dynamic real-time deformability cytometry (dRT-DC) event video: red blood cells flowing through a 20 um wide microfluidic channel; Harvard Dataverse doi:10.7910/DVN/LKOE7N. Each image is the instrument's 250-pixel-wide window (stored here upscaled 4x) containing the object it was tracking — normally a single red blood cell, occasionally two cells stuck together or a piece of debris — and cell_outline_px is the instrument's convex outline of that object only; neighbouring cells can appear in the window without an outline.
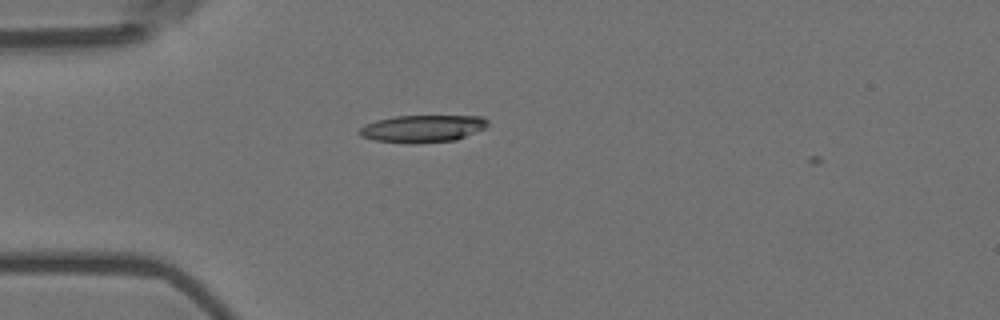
{"species": "Egyptian fruit bat (a non-hibernating species)", "species_latin": "Rousettus aegyptiacus", "temperature_condition": "room temperature", "stored_images_in_passage": 45, "camera_frame_rate_fps": 3000, "um_per_image_px": 0.085, "animal": {"sex": "female"}, "frame": {"image": 1, "passage_image": 3, "time_ms": 0.667, "image_size_px": [1000, 320], "cell_outline_px": [[488, 128], [456, 140], [376, 140], [360, 136], [360, 128], [364, 124], [376, 120], [396, 116], [484, 116], [488, 120]], "centroid_in_image_um": [36.02, 10.87], "position_along_channel_um": 49.0, "area_um2": 19.42}}
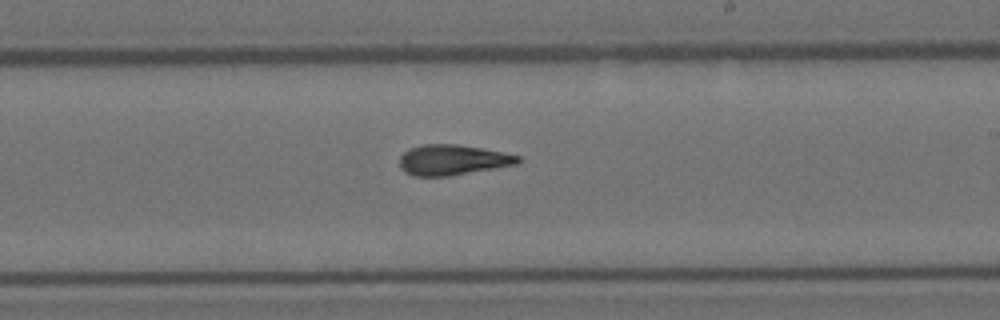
{"frame": {"image": 2, "passage_image": 21, "time_ms": 6.667, "image_size_px": [1000, 320], "cell_outline_px": [[520, 160], [516, 164], [448, 176], [412, 176], [404, 172], [400, 168], [400, 156], [408, 148], [424, 144], [456, 144], [480, 148], [520, 156]], "centroid_in_image_um": [38.39, 13.59], "position_along_channel_um": 250.6, "area_um2": 20.75}}
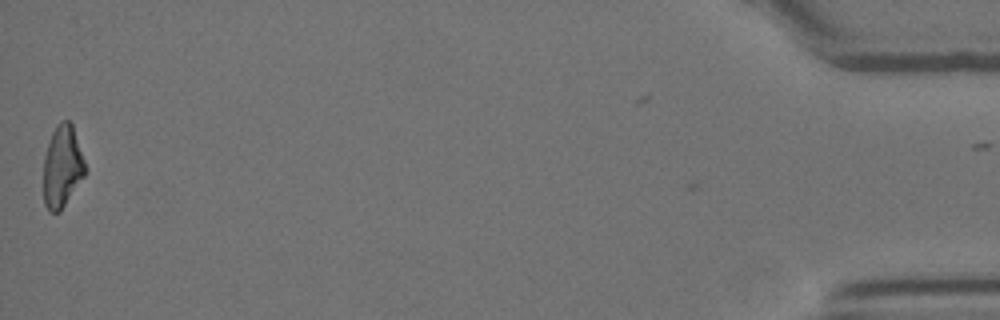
{"frame": {"image": 3, "passage_image": 44, "time_ms": 14.333, "image_size_px": [1000, 320], "cell_outline_px": [[84, 176], [60, 212], [48, 212], [44, 204], [44, 156], [52, 132], [56, 124], [60, 120], [68, 120], [72, 124], [84, 160]], "centroid_in_image_um": [5.27, 14.16], "position_along_channel_um": 429.9, "area_um2": 19.71}, "authors_computed_cell_mechanics": {"area_um2": 20.6346, "velocity_mm_per_s": 3.5796, "shape_relaxation_time_tau1_ms": 10.0177, "shape_relaxation_time_tau2_ms": 2.7016, "deformation_change_tau1": 0.2538, "deformation_change_tau2": 0.1172}}